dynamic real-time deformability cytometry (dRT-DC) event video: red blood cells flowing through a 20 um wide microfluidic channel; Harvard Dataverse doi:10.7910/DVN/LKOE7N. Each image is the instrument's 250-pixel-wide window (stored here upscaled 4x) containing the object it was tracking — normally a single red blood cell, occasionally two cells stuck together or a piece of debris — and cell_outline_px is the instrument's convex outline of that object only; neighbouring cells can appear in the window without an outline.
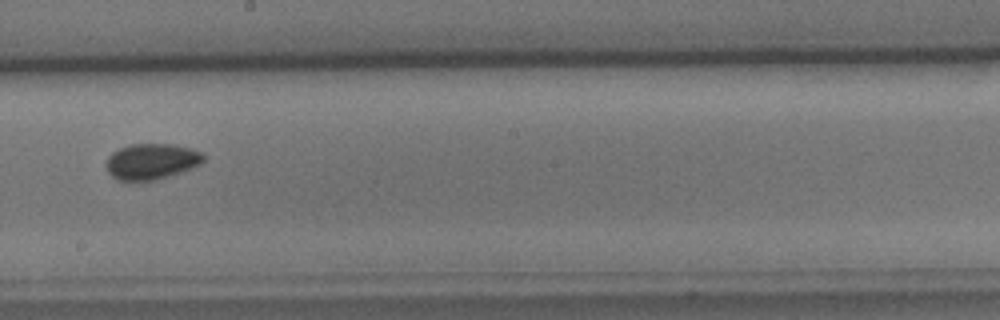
{"species": "common noctule bat (a hibernating species)", "species_latin": "Nyctalus noctula", "temperature_condition": "cold", "stored_images_in_passage": 9, "camera_frame_rate_fps": 3000, "um_per_image_px": 0.085, "animal": {"sex": "male", "body_mass_g": 15.6}, "frame": {"image": 1, "passage_image": 9, "time_ms": 10.333, "image_size_px": [1000, 320], "cell_outline_px": [[204, 160], [200, 164], [192, 168], [156, 180], [116, 180], [108, 172], [104, 164], [108, 156], [112, 152], [120, 148], [132, 144], [176, 144], [192, 148], [200, 152], [204, 156]], "centroid_in_image_um": [12.86, 13.71], "position_along_channel_um": 235.3, "area_um2": 20.4}}